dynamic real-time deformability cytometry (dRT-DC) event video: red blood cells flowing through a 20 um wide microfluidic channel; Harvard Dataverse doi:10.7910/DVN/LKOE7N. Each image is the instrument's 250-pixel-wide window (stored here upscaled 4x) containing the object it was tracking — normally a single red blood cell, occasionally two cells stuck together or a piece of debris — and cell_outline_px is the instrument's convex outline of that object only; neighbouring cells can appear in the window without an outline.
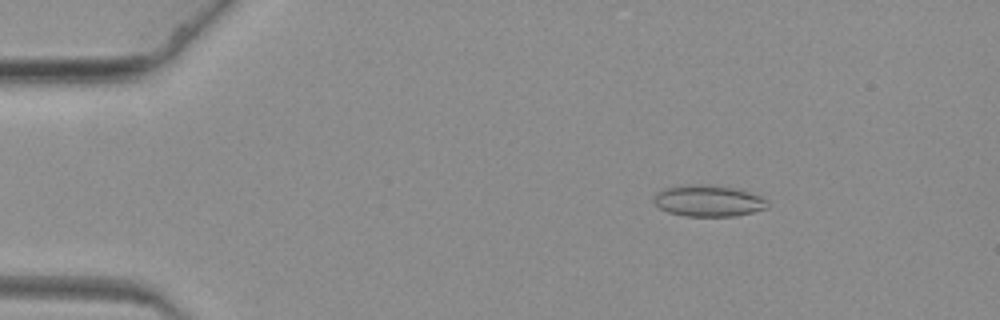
{"species": "common noctule bat (a hibernating species)", "species_latin": "Nyctalus noctula", "temperature_condition": "warm", "stored_images_in_passage": 30, "camera_frame_rate_fps": 3000, "um_per_image_px": 0.085, "animal": {"sex": "female", "body_mass_g": 19.3, "forearm_length_mm": 54.1}, "frame": {"image": 1, "passage_image": 9, "time_ms": 2.667, "image_size_px": [1000, 320], "cell_outline_px": [[768, 208], [736, 216], [684, 216], [668, 212], [660, 208], [652, 200], [656, 192], [664, 188], [688, 184], [704, 184], [732, 188], [748, 192], [760, 196], [768, 200]], "centroid_in_image_um": [60.19, 17.07], "position_along_channel_um": 24.8, "area_um2": 20.81}}
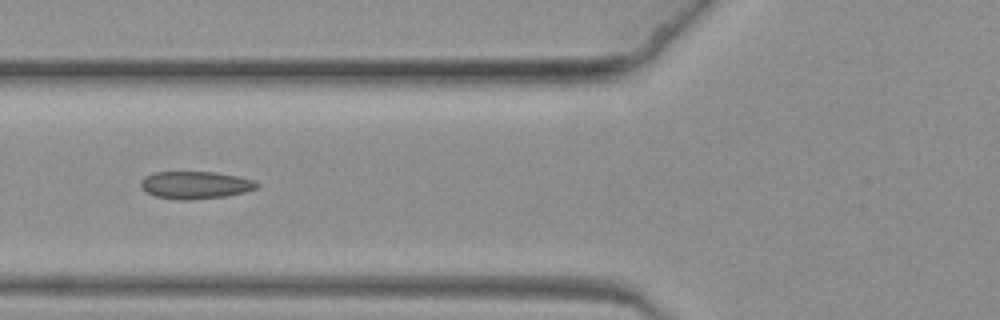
{"frame": {"image": 2, "passage_image": 24, "time_ms": 7.667, "image_size_px": [1000, 320], "cell_outline_px": [[260, 184], [256, 188], [244, 192], [228, 196], [188, 200], [176, 200], [156, 196], [144, 192], [140, 184], [140, 180], [144, 176], [152, 172], [216, 172], [236, 176], [252, 180]], "centroid_in_image_um": [16.55, 15.73], "position_along_channel_um": 109.3, "area_um2": 18.73}}
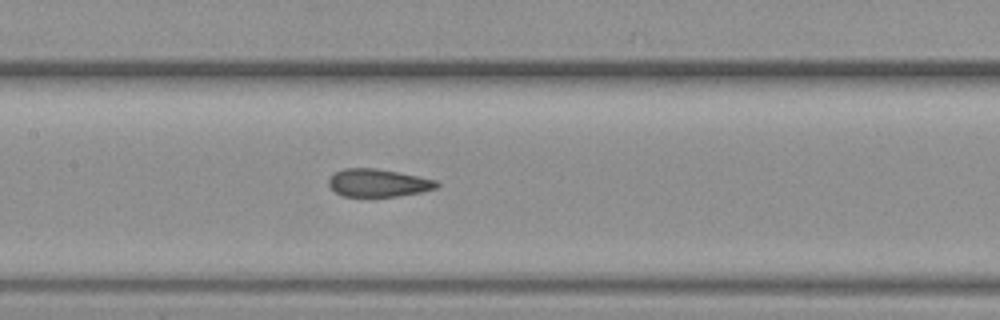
{"frame": {"image": 3, "passage_image": 30, "time_ms": 9.667, "image_size_px": [1000, 320], "cell_outline_px": [[440, 184], [436, 188], [420, 192], [396, 196], [344, 196], [336, 192], [328, 184], [328, 180], [336, 172], [344, 168], [376, 168], [400, 172], [436, 180]], "centroid_in_image_um": [32.15, 15.53], "position_along_channel_um": 175.2, "area_um2": 17.34}}